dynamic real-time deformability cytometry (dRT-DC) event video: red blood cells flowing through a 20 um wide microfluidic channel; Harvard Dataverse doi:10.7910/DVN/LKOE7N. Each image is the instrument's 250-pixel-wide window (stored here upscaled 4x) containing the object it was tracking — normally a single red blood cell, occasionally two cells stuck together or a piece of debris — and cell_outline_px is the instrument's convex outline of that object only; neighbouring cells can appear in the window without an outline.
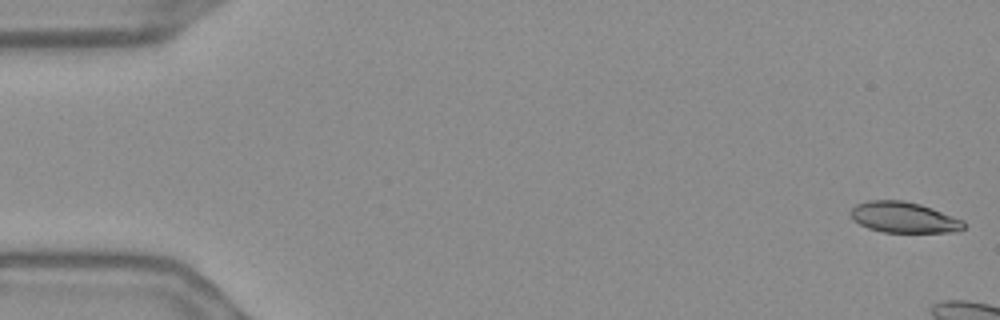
{"species": "Egyptian fruit bat (a non-hibernating species)", "species_latin": "Rousettus aegyptiacus", "temperature_condition": "warm", "stored_images_in_passage": 8, "camera_frame_rate_fps": 3000, "um_per_image_px": 0.085, "frame": {"image": 1, "passage_image": 1, "time_ms": 0.0, "image_size_px": [1000, 320], "cell_outline_px": [[968, 224], [964, 228], [956, 232], [884, 232], [868, 228], [852, 220], [848, 212], [856, 204], [868, 200], [904, 200], [920, 204], [932, 208], [964, 220]], "centroid_in_image_um": [76.82, 18.47], "position_along_channel_um": 8.2, "area_um2": 20.58}}